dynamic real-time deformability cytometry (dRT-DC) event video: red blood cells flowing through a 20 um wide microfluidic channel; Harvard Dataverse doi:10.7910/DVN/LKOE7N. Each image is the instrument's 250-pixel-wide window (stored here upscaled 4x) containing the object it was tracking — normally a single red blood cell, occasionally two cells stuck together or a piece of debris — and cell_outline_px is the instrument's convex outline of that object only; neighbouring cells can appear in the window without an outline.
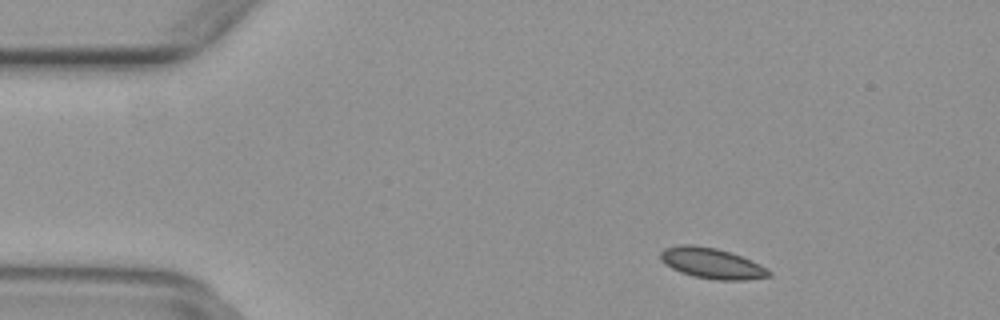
{"species": "common noctule bat (a hibernating species)", "species_latin": "Nyctalus noctula", "temperature_condition": "warm", "stored_images_in_passage": 44, "camera_frame_rate_fps": 3000, "um_per_image_px": 0.085, "animal": {"sex": "female", "body_mass_g": 29.2, "forearm_length_mm": 56.3}, "frame": {"image": 1, "passage_image": 1, "time_ms": 0.0, "image_size_px": [1000, 320], "cell_outline_px": [[772, 276], [744, 280], [716, 280], [692, 276], [680, 272], [664, 264], [660, 260], [660, 252], [664, 248], [680, 244], [692, 244], [716, 248], [740, 256], [760, 264], [768, 268], [772, 272]], "centroid_in_image_um": [60.49, 22.38], "position_along_channel_um": 24.5, "area_um2": 19.48}}
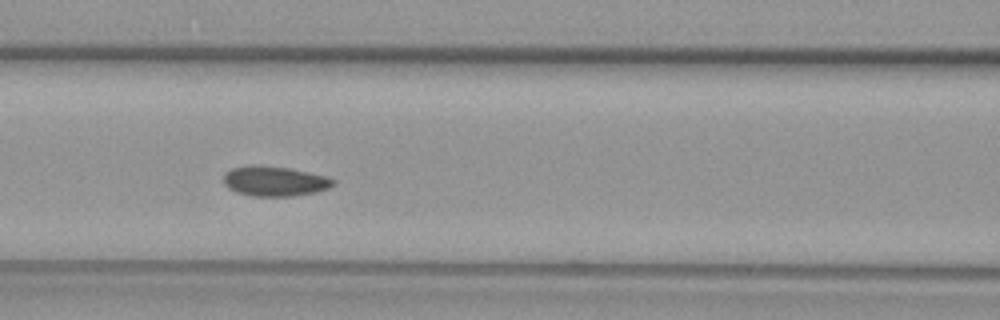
{"frame": {"image": 2, "passage_image": 15, "time_ms": 4.667, "image_size_px": [1000, 320], "cell_outline_px": [[336, 184], [328, 188], [316, 192], [292, 196], [252, 196], [236, 192], [228, 188], [224, 184], [224, 172], [232, 168], [252, 164], [256, 164], [288, 168], [328, 176], [336, 180]], "centroid_in_image_um": [23.34, 15.39], "position_along_channel_um": 143.3, "area_um2": 19.36}}
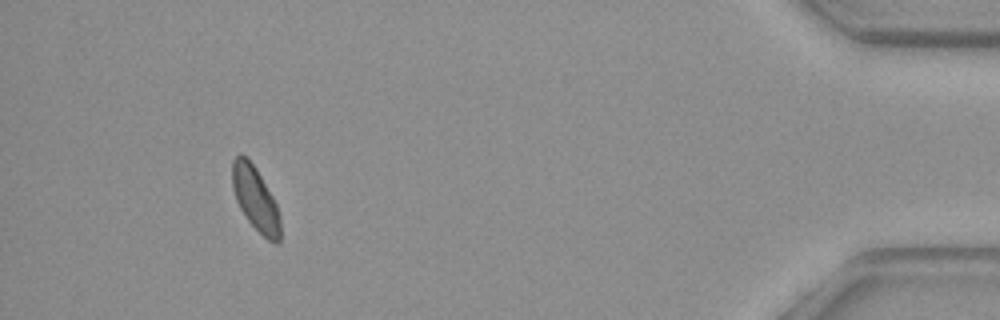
{"frame": {"image": 3, "passage_image": 40, "time_ms": 13.0, "image_size_px": [1000, 320], "cell_outline_px": [[280, 244], [276, 244], [268, 240], [248, 220], [240, 208], [236, 200], [232, 188], [232, 160], [240, 152], [248, 156], [256, 168], [272, 196], [276, 204], [280, 216]], "centroid_in_image_um": [21.7, 16.86], "position_along_channel_um": 413.5, "area_um2": 17.98}}